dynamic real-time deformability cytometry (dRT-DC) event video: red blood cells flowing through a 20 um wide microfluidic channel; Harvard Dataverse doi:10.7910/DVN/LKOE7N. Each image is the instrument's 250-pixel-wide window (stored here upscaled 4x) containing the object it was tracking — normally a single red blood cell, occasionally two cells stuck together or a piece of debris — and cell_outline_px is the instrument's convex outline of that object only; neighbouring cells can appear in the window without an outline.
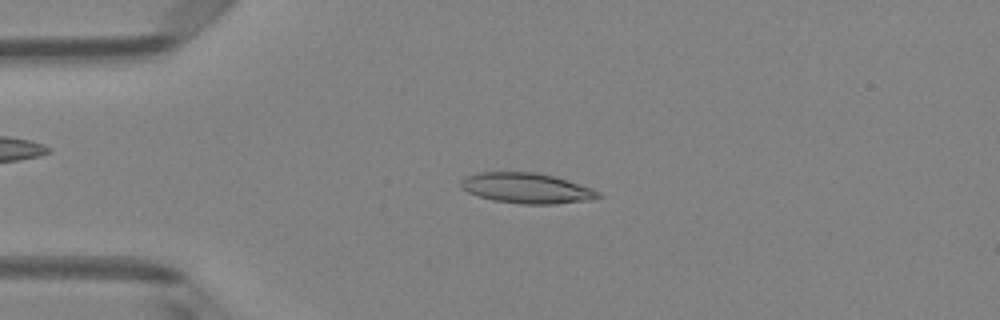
{"species": "Egyptian fruit bat (a non-hibernating species)", "species_latin": "Rousettus aegyptiacus", "temperature_condition": "room temperature", "stored_images_in_passage": 48, "camera_frame_rate_fps": 3000, "um_per_image_px": 0.085, "animal": {"sex": "female"}, "frame": {"image": 1, "passage_image": 11, "time_ms": 3.333, "image_size_px": [1000, 320], "cell_outline_px": [[604, 196], [592, 200], [556, 204], [520, 204], [492, 200], [476, 196], [460, 188], [460, 180], [464, 176], [480, 172], [536, 172], [568, 180], [592, 188], [600, 192]], "centroid_in_image_um": [44.76, 16.0], "position_along_channel_um": 40.2, "area_um2": 24.68}}
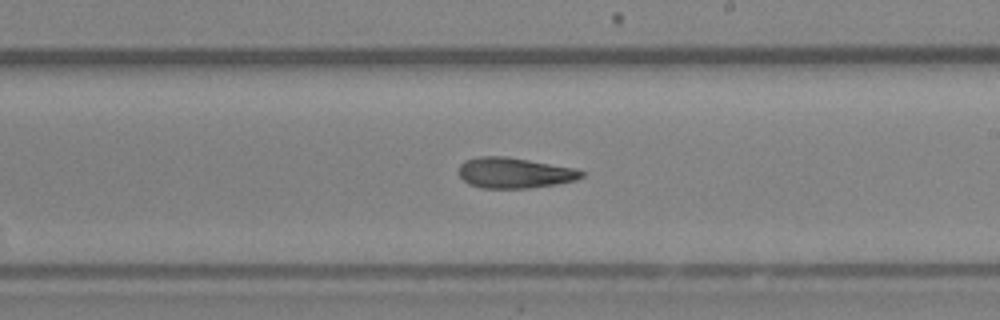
{"frame": {"image": 2, "passage_image": 28, "time_ms": 9.0, "image_size_px": [1000, 320], "cell_outline_px": [[584, 176], [576, 180], [556, 184], [528, 188], [480, 188], [468, 184], [460, 176], [460, 164], [464, 160], [476, 156], [508, 156], [576, 168], [584, 172]], "centroid_in_image_um": [43.73, 14.68], "position_along_channel_um": 245.3, "area_um2": 22.08}}
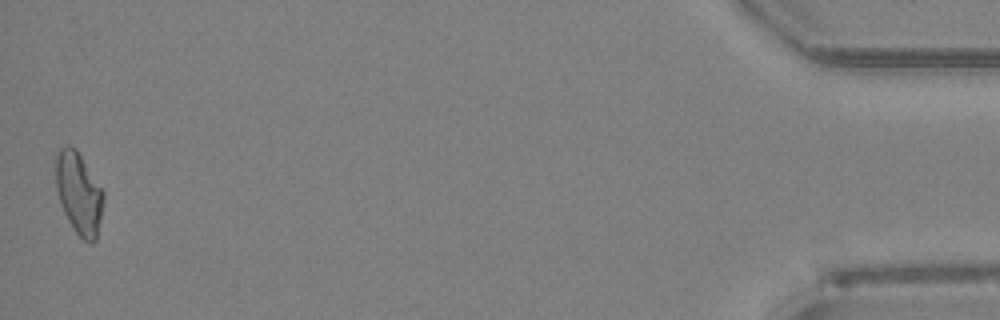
{"frame": {"image": 3, "passage_image": 48, "time_ms": 15.667, "image_size_px": [1000, 320], "cell_outline_px": [[104, 196], [100, 220], [96, 240], [92, 244], [84, 240], [76, 232], [68, 220], [64, 212], [56, 188], [56, 156], [60, 148], [68, 144], [76, 148], [104, 192]], "centroid_in_image_um": [6.7, 16.41], "position_along_channel_um": 428.5, "area_um2": 22.48}, "authors_computed_cell_mechanics": {"area_um2": 22.4264, "velocity_mm_per_s": 4.1169, "shape_relaxation_time_tau1_ms": 4.095, "shape_relaxation_time_tau2_ms": 4.0543, "deformation_change_tau1": 0.1704, "deformation_change_tau2": 0.1477}}